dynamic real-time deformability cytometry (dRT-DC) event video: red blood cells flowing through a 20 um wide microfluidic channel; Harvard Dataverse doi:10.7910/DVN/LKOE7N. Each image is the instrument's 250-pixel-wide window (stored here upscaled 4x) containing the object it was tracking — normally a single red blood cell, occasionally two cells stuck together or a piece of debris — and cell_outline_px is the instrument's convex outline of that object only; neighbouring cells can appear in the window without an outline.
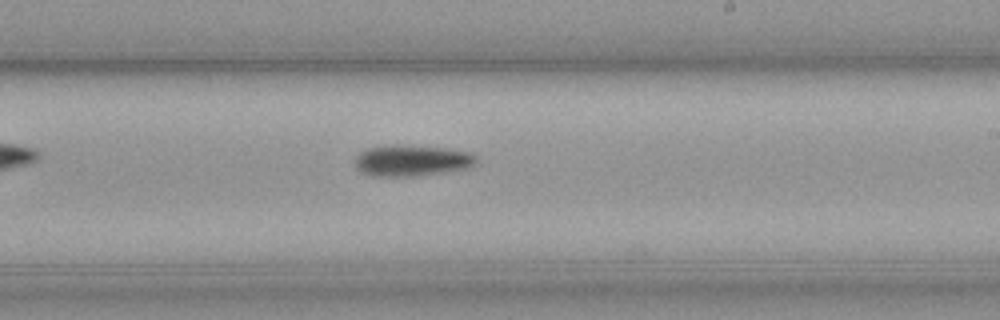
{"species": "common noctule bat (a hibernating species)", "species_latin": "Nyctalus noctula", "temperature_condition": "cold", "stored_images_in_passage": 43, "camera_frame_rate_fps": 3000, "um_per_image_px": 0.085, "animal": {"sex": "male", "body_mass_g": 23.1, "forearm_length_mm": 52.7}, "frame": {"image": 1, "passage_image": 19, "time_ms": 6.0, "image_size_px": [1000, 320], "cell_outline_px": [[476, 164], [468, 168], [412, 176], [372, 176], [356, 168], [356, 156], [360, 152], [368, 148], [396, 144], [440, 148], [468, 152], [476, 156]], "centroid_in_image_um": [34.98, 13.64], "position_along_channel_um": 254.0, "area_um2": 21.62}, "authors_computed_cell_mechanics": {"area_um2": 20.3456, "velocity_mm_per_s": 3.6076, "shape_relaxation_time_tau1_ms": 2.3009, "shape_relaxation_time_tau2_ms": null, "deformation_change_tau1": 0.123, "deformation_change_tau2": null}}